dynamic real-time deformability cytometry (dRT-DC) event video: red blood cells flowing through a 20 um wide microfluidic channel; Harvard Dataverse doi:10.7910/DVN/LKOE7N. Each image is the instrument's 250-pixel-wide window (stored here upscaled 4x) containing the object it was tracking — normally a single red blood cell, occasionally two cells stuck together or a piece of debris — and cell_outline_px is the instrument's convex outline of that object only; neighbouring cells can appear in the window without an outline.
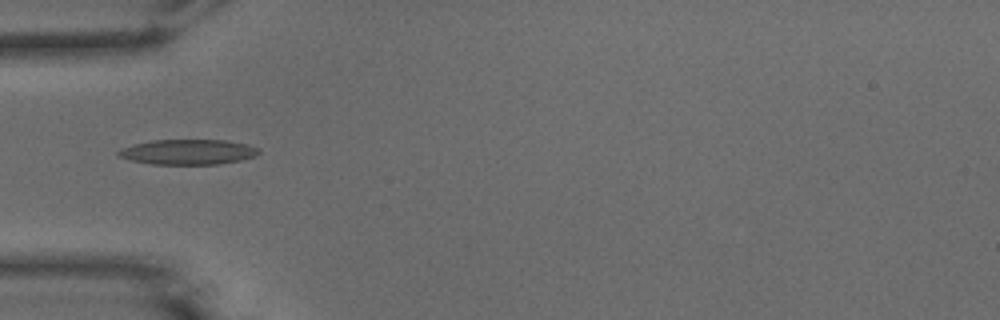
{"species": "common noctule bat (a hibernating species)", "species_latin": "Nyctalus noctula", "temperature_condition": "warm", "stored_images_in_passage": 3, "camera_frame_rate_fps": 3000, "um_per_image_px": 0.085, "animal": {"sex": "male", "body_mass_g": 15.6}, "frame": {"image": 1, "passage_image": 1, "time_ms": 0.0, "image_size_px": [1000, 320], "cell_outline_px": [[260, 152], [256, 156], [240, 160], [220, 164], [152, 164], [132, 160], [116, 156], [116, 152], [120, 148], [152, 140], [224, 140], [244, 144], [260, 148]], "centroid_in_image_um": [15.97, 12.92], "position_along_channel_um": 69.0, "area_um2": 20.52}}